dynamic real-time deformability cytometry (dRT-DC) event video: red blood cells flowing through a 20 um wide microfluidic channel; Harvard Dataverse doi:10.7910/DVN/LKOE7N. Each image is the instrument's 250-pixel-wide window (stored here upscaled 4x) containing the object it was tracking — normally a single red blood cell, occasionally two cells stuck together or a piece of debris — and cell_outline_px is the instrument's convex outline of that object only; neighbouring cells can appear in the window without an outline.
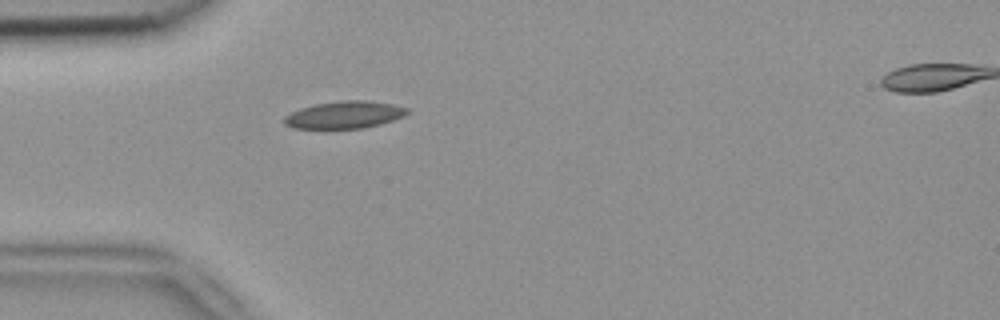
{"species": "common noctule bat (a hibernating species)", "species_latin": "Nyctalus noctula", "temperature_condition": "room temperature", "stored_images_in_passage": 2, "segment_of_instrument_passage": [1, 2], "camera_frame_rate_fps": 3000, "um_per_image_px": 0.085, "animal": {"sex": "female", "body_mass_g": 18.4}, "frame": {"image": 1, "passage_image": 1, "time_ms": 0.0, "image_size_px": [1000, 320], "cell_outline_px": [[408, 112], [404, 116], [380, 124], [364, 128], [292, 128], [284, 124], [284, 116], [300, 108], [316, 104], [340, 100], [364, 100], [392, 104], [408, 108]], "centroid_in_image_um": [29.27, 9.75], "position_along_channel_um": 55.7, "area_um2": 19.42}}